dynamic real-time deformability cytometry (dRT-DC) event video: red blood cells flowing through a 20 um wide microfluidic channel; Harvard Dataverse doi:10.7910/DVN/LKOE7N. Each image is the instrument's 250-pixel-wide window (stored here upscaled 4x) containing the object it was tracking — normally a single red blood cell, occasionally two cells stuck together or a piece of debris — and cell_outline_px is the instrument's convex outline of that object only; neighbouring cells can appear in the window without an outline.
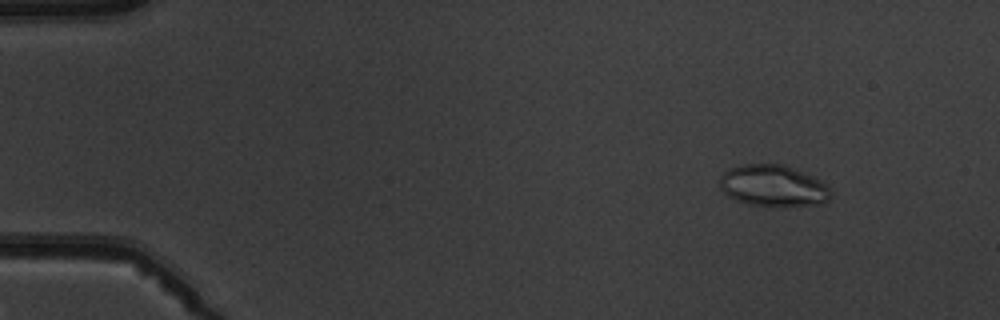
{"species": "common noctule bat (a hibernating species)", "species_latin": "Nyctalus noctula", "temperature_condition": "warm", "stored_images_in_passage": 4, "camera_frame_rate_fps": 3000, "um_per_image_px": 0.085, "animal": {"sex": "male", "body_mass_g": 19.5, "forearm_length_mm": 54.6}, "frame": {"image": 1, "passage_image": 2, "time_ms": 1.0, "image_size_px": [1000, 320], "cell_outline_px": [[832, 196], [824, 204], [772, 208], [748, 204], [736, 200], [728, 196], [720, 188], [720, 176], [724, 172], [732, 168], [744, 164], [784, 164], [812, 176], [820, 180], [832, 192]], "centroid_in_image_um": [65.74, 15.83], "position_along_channel_um": 19.3, "area_um2": 27.28}}